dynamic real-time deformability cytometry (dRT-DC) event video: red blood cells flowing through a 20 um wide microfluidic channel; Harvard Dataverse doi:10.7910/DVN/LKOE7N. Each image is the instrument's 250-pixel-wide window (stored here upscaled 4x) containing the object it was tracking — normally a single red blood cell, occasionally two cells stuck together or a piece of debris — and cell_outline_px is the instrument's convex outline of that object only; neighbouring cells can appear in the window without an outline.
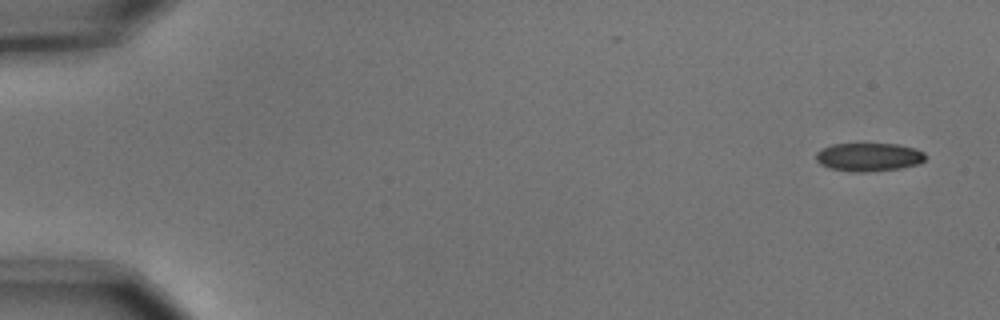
{"species": "common noctule bat (a hibernating species)", "species_latin": "Nyctalus noctula", "temperature_condition": "cold", "stored_images_in_passage": 4, "camera_frame_rate_fps": 3000, "um_per_image_px": 0.085, "animal": {"sex": "male", "body_mass_g": 15.6}, "frame": {"image": 1, "passage_image": 1, "time_ms": 0.0, "image_size_px": [1000, 320], "cell_outline_px": [[928, 156], [920, 164], [900, 168], [864, 172], [856, 172], [828, 168], [820, 164], [816, 160], [816, 152], [820, 148], [832, 144], [900, 144], [916, 148], [924, 152]], "centroid_in_image_um": [73.86, 13.34], "position_along_channel_um": 11.1, "area_um2": 18.32}}